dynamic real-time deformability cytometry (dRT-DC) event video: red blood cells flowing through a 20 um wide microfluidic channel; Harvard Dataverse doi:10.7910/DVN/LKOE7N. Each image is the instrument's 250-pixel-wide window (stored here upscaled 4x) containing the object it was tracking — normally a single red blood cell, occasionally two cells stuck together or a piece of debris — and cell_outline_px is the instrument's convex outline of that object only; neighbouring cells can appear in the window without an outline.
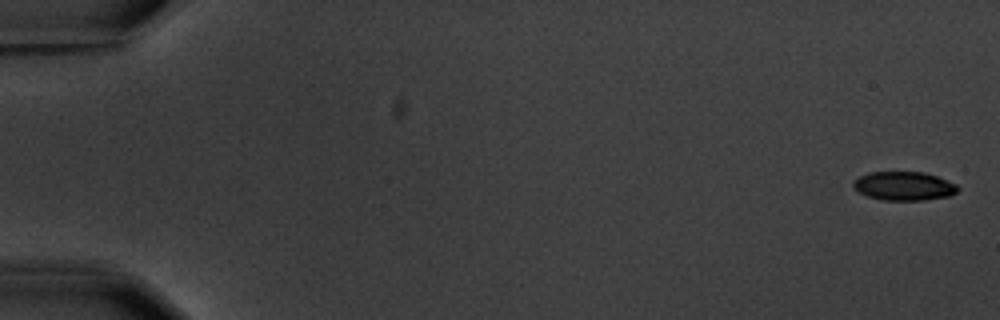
{"species": "common noctule bat (a hibernating species)", "species_latin": "Nyctalus noctula", "temperature_condition": "warm", "stored_images_in_passage": 5, "camera_frame_rate_fps": 3000, "um_per_image_px": 0.085, "animal": {"sex": "male", "body_mass_g": 20.1, "forearm_length_mm": 53.5}, "frame": {"image": 1, "passage_image": 1, "time_ms": 0.0, "image_size_px": [1000, 320], "cell_outline_px": [[960, 188], [952, 196], [924, 200], [884, 200], [868, 196], [860, 192], [852, 184], [860, 176], [868, 172], [924, 172], [936, 176], [956, 184]], "centroid_in_image_um": [76.88, 15.81], "position_along_channel_um": 8.1, "area_um2": 17.4}}
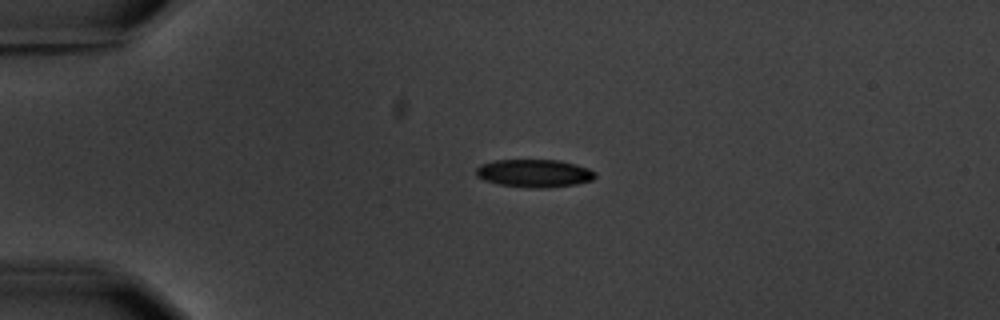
{"frame": {"image": 2, "passage_image": 4, "time_ms": 4.333, "image_size_px": [1000, 320], "cell_outline_px": [[596, 176], [592, 180], [576, 184], [548, 188], [528, 188], [500, 184], [484, 180], [476, 176], [476, 168], [480, 164], [496, 160], [560, 160], [576, 164], [588, 168], [596, 172]], "centroid_in_image_um": [45.42, 14.73], "position_along_channel_um": 39.6, "area_um2": 19.48}}